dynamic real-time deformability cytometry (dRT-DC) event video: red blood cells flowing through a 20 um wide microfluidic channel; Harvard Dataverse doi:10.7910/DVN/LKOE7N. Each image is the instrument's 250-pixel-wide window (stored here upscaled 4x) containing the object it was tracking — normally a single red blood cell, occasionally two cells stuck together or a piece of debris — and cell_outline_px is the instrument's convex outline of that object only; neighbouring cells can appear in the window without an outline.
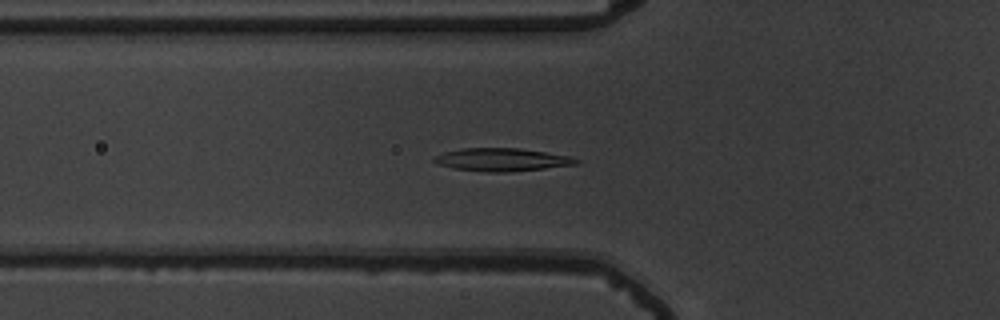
{"species": "common noctule bat (a hibernating species)", "species_latin": "Nyctalus noctula", "temperature_condition": "warm", "stored_images_in_passage": 55, "camera_frame_rate_fps": 3000, "um_per_image_px": 0.085, "animal": {"sex": "male", "body_mass_g": 19.5, "forearm_length_mm": 54.6}, "frame": {"image": 1, "passage_image": 19, "time_ms": 6.0, "image_size_px": [1000, 320], "cell_outline_px": [[580, 160], [576, 164], [512, 172], [488, 172], [452, 168], [436, 164], [432, 160], [432, 156], [444, 152], [460, 148], [520, 148], [568, 156]], "centroid_in_image_um": [42.57, 13.57], "position_along_channel_um": 83.2, "area_um2": 19.02}}
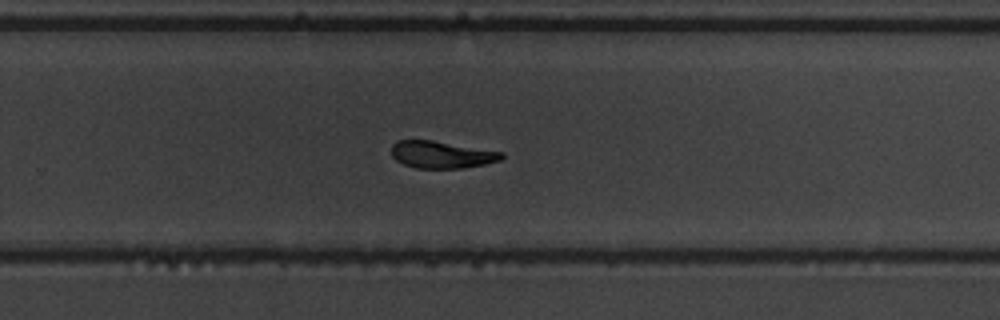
{"frame": {"image": 2, "passage_image": 36, "time_ms": 11.667, "image_size_px": [1000, 320], "cell_outline_px": [[504, 156], [500, 160], [484, 164], [460, 168], [416, 168], [404, 164], [396, 160], [392, 156], [392, 144], [396, 140], [432, 140], [504, 152]], "centroid_in_image_um": [37.52, 13.13], "position_along_channel_um": 292.3, "area_um2": 17.34}}
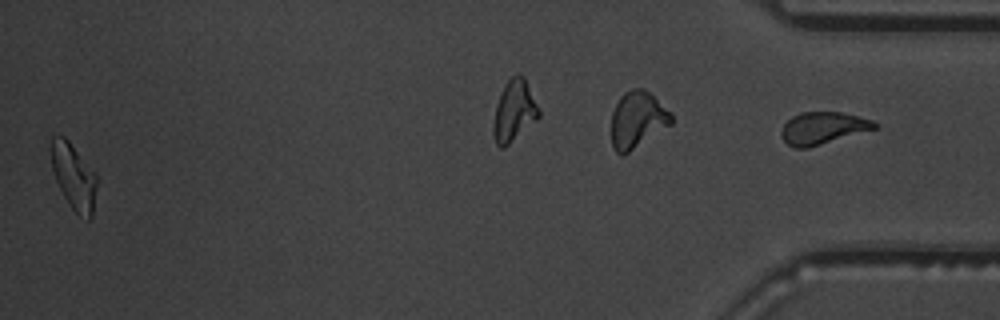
{"frame": {"image": 3, "passage_image": 54, "time_ms": 17.667, "image_size_px": [1000, 320], "cell_outline_px": [[100, 180], [92, 216], [88, 220], [76, 212], [72, 208], [64, 196], [56, 180], [52, 168], [48, 148], [52, 136], [64, 136], [68, 140], [96, 172]], "centroid_in_image_um": [6.29, 14.97], "position_along_channel_um": 428.9, "area_um2": 18.15}, "authors_computed_cell_mechanics": {"area_um2": 18.3804, "velocity_mm_per_s": 3.6816, "shape_relaxation_time_tau1_ms": 4.3156, "shape_relaxation_time_tau2_ms": 3.9564, "deformation_change_tau1": 0.1895, "deformation_change_tau2": 0.1152}}